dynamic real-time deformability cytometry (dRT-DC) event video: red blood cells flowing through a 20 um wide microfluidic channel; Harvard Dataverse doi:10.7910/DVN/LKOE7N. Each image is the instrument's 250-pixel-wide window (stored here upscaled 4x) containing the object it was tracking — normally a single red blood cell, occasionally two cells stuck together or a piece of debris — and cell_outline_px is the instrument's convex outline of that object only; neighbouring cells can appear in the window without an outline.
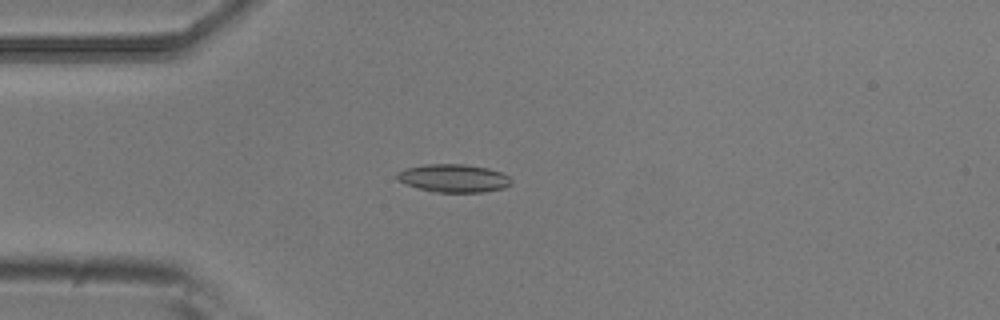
{"species": "common noctule bat (a hibernating species)", "species_latin": "Nyctalus noctula", "temperature_condition": "room temperature", "stored_images_in_passage": 3, "camera_frame_rate_fps": 3000, "um_per_image_px": 0.085, "animal": {"sex": "male", "body_mass_g": 20.5, "forearm_length_mm": 52.5}, "frame": {"image": 1, "passage_image": 3, "time_ms": 0.667, "image_size_px": [1000, 320], "cell_outline_px": [[512, 184], [504, 188], [484, 192], [436, 192], [420, 188], [408, 184], [400, 180], [396, 176], [396, 172], [404, 168], [424, 164], [464, 164], [488, 168], [500, 172], [508, 176], [512, 180]], "centroid_in_image_um": [38.58, 15.14], "position_along_channel_um": 46.4, "area_um2": 18.61}}